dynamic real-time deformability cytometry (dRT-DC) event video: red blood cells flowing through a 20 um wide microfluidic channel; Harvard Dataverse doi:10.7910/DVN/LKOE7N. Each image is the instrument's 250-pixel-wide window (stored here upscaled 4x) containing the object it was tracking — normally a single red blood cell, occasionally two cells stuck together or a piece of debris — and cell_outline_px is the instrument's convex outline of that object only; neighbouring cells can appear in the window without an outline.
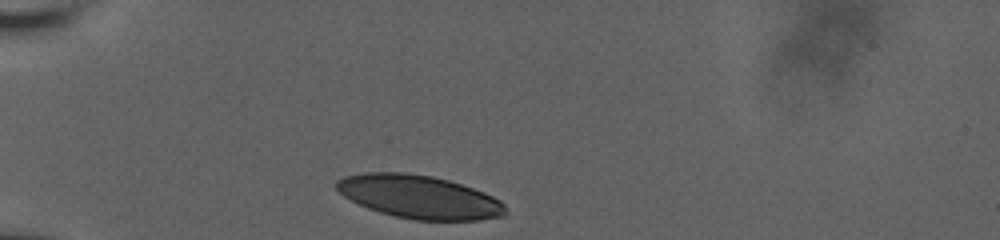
{"species": "human", "species_latin": "Homo sapiens", "temperature_condition": "room temperature", "stored_images_in_passage": 33, "camera_frame_rate_fps": 3000, "um_per_image_px": 0.085, "donor": {"sex": "male"}, "frame": {"image": 1, "passage_image": 1, "time_ms": 0.0, "image_size_px": [1000, 240], "cell_outline_px": [[508, 212], [504, 216], [480, 220], [416, 220], [396, 216], [380, 212], [368, 208], [344, 196], [336, 188], [336, 180], [344, 176], [364, 172], [404, 172], [432, 176], [448, 180], [484, 192], [500, 200], [504, 204]], "centroid_in_image_um": [35.65, 16.73], "position_along_channel_um": 49.4, "area_um2": 42.48}}
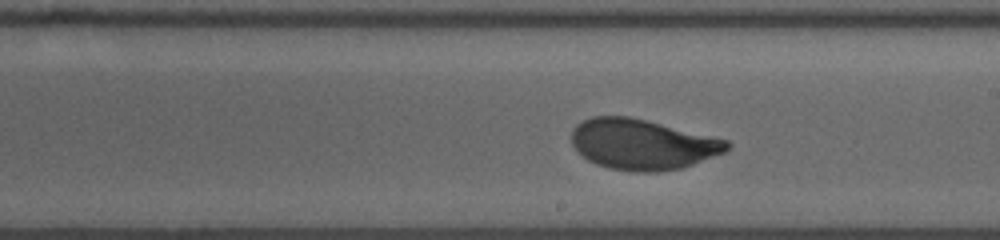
{"frame": {"image": 2, "passage_image": 19, "time_ms": 6.0, "image_size_px": [1000, 240], "cell_outline_px": [[732, 144], [724, 152], [684, 168], [656, 172], [632, 172], [608, 168], [596, 164], [588, 160], [572, 144], [572, 128], [576, 124], [592, 116], [628, 116], [728, 140]], "centroid_in_image_um": [54.6, 12.28], "position_along_channel_um": 234.4, "area_um2": 45.55}}
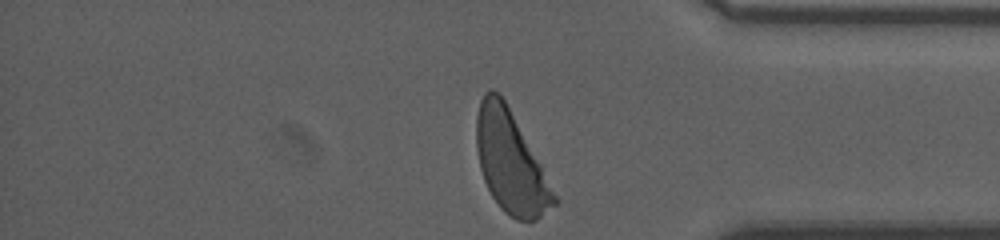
{"frame": {"image": 3, "passage_image": 33, "time_ms": 10.667, "image_size_px": [1000, 240], "cell_outline_px": [[560, 200], [556, 204], [536, 220], [516, 220], [504, 212], [500, 208], [492, 196], [484, 180], [480, 168], [476, 148], [476, 116], [480, 100], [484, 92], [488, 88], [492, 88], [504, 100], [540, 164]], "centroid_in_image_um": [43.38, 13.81], "position_along_channel_um": 391.8, "area_um2": 45.37}, "authors_computed_cell_mechanics": {"area_um2": 45.5464, "velocity_mm_per_s": 3.6218, "shape_relaxation_time_tau1_ms": 3.136, "shape_relaxation_time_tau2_ms": null, "deformation_change_tau1": 0.1765, "deformation_change_tau2": null}}